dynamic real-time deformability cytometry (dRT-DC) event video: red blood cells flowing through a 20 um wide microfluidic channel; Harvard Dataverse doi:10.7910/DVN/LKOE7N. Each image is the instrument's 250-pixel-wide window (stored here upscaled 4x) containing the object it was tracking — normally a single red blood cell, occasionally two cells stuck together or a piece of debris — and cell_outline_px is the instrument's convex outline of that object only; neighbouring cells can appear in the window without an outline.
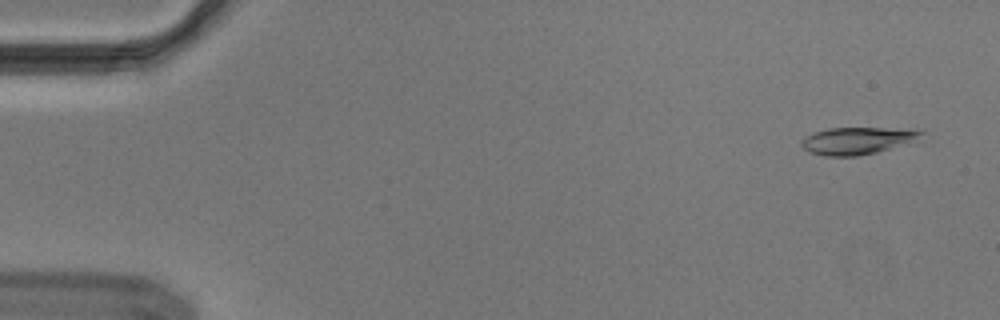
{"species": "Egyptian fruit bat (a non-hibernating species)", "species_latin": "Rousettus aegyptiacus", "temperature_condition": "cold", "stored_images_in_passage": 54, "camera_frame_rate_fps": 3000, "um_per_image_px": 0.085, "animal": {"sex": "male"}, "frame": {"image": 1, "passage_image": 3, "time_ms": 0.667, "image_size_px": [1000, 320], "cell_outline_px": [[924, 132], [908, 140], [888, 148], [876, 152], [856, 156], [824, 156], [808, 152], [800, 144], [800, 140], [812, 132], [828, 128], [884, 128]], "centroid_in_image_um": [72.6, 11.97], "position_along_channel_um": 12.4, "area_um2": 18.03}}
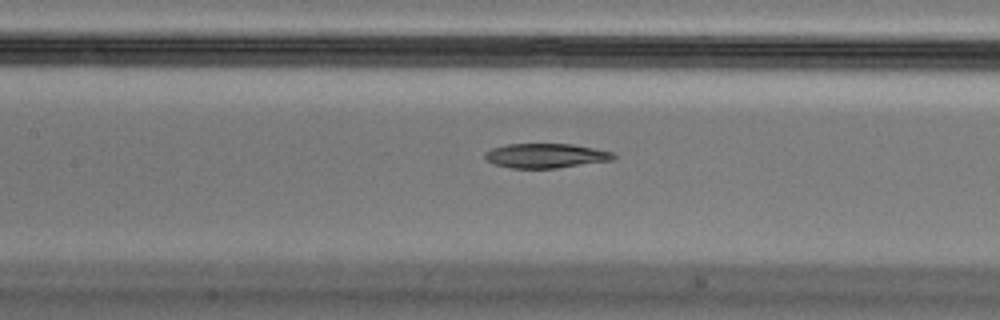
{"frame": {"image": 2, "passage_image": 25, "time_ms": 8.0, "image_size_px": [1000, 320], "cell_outline_px": [[616, 156], [612, 160], [556, 168], [512, 168], [496, 164], [488, 160], [484, 156], [484, 152], [492, 148], [508, 144], [572, 144], [612, 152]], "centroid_in_image_um": [46.38, 13.23], "position_along_channel_um": 161.0, "area_um2": 18.09}}
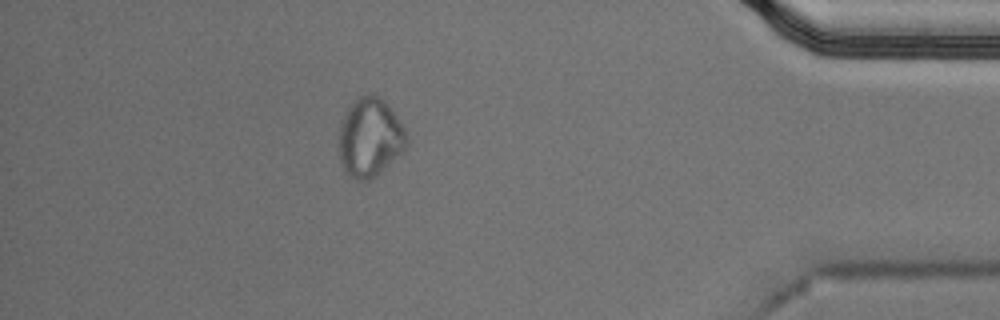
{"frame": {"image": 3, "passage_image": 48, "time_ms": 15.667, "image_size_px": [1000, 320], "cell_outline_px": [[408, 136], [404, 148], [376, 176], [368, 180], [356, 180], [344, 172], [340, 164], [340, 124], [348, 108], [360, 96], [368, 92], [384, 100], [396, 116], [404, 128]], "centroid_in_image_um": [31.42, 11.69], "position_along_channel_um": 403.8, "area_um2": 30.58}}